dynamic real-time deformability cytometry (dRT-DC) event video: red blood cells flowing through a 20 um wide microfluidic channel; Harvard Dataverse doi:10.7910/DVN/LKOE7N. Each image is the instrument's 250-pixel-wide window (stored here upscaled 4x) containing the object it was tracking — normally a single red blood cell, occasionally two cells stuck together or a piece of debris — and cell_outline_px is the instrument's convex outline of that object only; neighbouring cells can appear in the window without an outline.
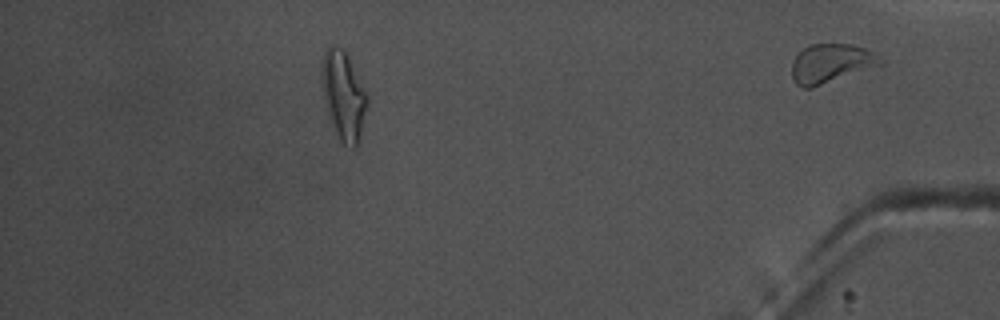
{"species": "common noctule bat (a hibernating species)", "species_latin": "Nyctalus noctula", "temperature_condition": "warm", "stored_images_in_passage": 49, "segment_of_instrument_passage": [2, 2], "camera_frame_rate_fps": 3000, "um_per_image_px": 0.085, "animal": {"sex": "male", "body_mass_g": 17.5, "forearm_length_mm": 52.3}, "frame": {"image": 1, "passage_image": 49, "time_ms": 16.0, "image_size_px": [1000, 320], "cell_outline_px": [[884, 64], [812, 88], [800, 88], [796, 84], [792, 76], [792, 64], [796, 56], [808, 44], [852, 44], [876, 52], [884, 60]], "centroid_in_image_um": [70.67, 5.39], "position_along_channel_um": 364.5, "area_um2": 20.35}}